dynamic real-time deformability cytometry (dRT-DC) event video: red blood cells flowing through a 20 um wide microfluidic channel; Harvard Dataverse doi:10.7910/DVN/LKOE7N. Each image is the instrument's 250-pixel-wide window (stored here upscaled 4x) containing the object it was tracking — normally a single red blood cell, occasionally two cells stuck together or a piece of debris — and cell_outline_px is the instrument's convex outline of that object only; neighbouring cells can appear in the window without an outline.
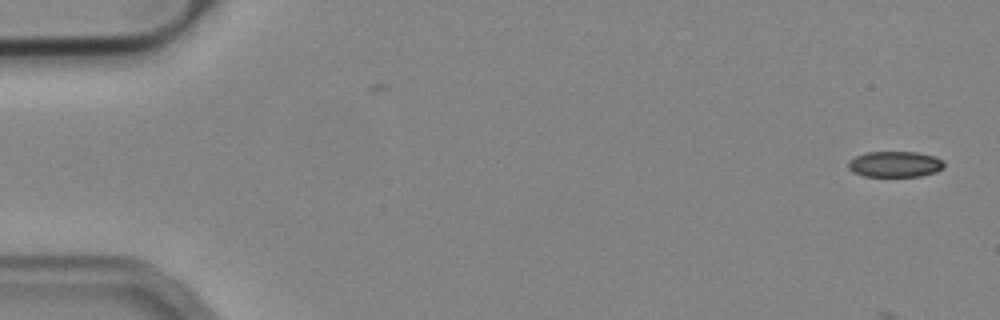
{"species": "common noctule bat (a hibernating species)", "species_latin": "Nyctalus noctula", "temperature_condition": "cold", "stored_images_in_passage": 14, "camera_frame_rate_fps": 3000, "um_per_image_px": 0.085, "animal": {"sex": "male", "body_mass_g": 19.2, "forearm_length_mm": 51.8}, "frame": {"image": 1, "passage_image": 1, "time_ms": 0.0, "image_size_px": [1000, 320], "cell_outline_px": [[944, 168], [936, 172], [920, 176], [864, 176], [852, 172], [848, 168], [848, 160], [864, 152], [916, 152], [936, 156], [944, 160]], "centroid_in_image_um": [76.08, 13.95], "position_along_channel_um": 8.9, "area_um2": 14.62}}